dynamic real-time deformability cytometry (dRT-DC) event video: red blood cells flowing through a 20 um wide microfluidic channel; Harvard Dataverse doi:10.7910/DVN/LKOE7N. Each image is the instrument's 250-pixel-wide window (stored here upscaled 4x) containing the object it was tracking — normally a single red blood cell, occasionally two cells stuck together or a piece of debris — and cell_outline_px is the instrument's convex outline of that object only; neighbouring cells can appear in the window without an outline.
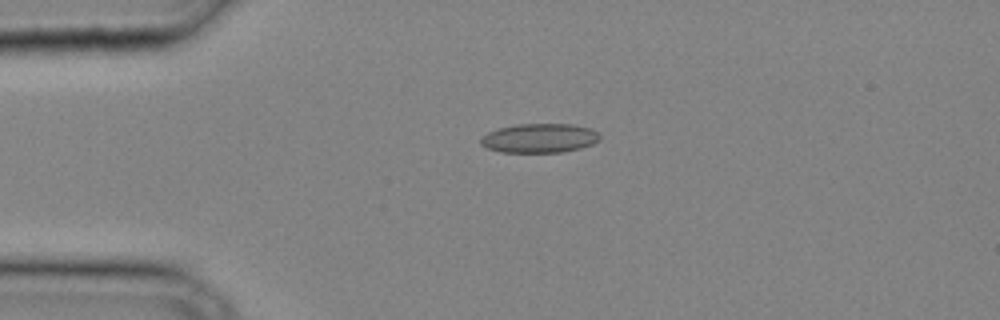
{"species": "common noctule bat (a hibernating species)", "species_latin": "Nyctalus noctula", "temperature_condition": "cold", "stored_images_in_passage": 26, "camera_frame_rate_fps": 3000, "um_per_image_px": 0.085, "animal": {"sex": "male", "body_mass_g": 20.4}, "frame": {"image": 1, "passage_image": 1, "time_ms": 0.0, "image_size_px": [1000, 320], "cell_outline_px": [[600, 140], [592, 144], [580, 148], [564, 152], [500, 152], [488, 148], [480, 144], [480, 140], [488, 132], [500, 128], [516, 124], [572, 124], [588, 128], [596, 132], [600, 136]], "centroid_in_image_um": [45.86, 11.74], "position_along_channel_um": 39.1, "area_um2": 20.11}}
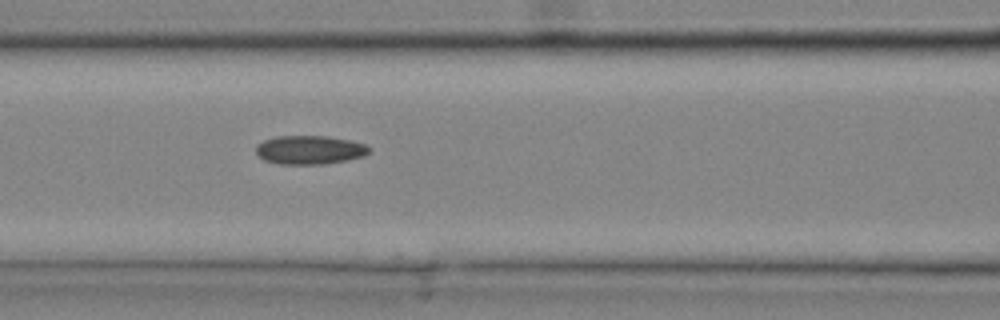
{"frame": {"image": 2, "passage_image": 8, "time_ms": 2.333, "image_size_px": [1000, 320], "cell_outline_px": [[368, 152], [364, 156], [348, 160], [324, 164], [280, 164], [264, 160], [256, 152], [256, 144], [264, 140], [276, 136], [328, 136], [348, 140], [364, 144], [368, 148]], "centroid_in_image_um": [26.29, 12.74], "position_along_channel_um": 140.3, "area_um2": 18.84}}
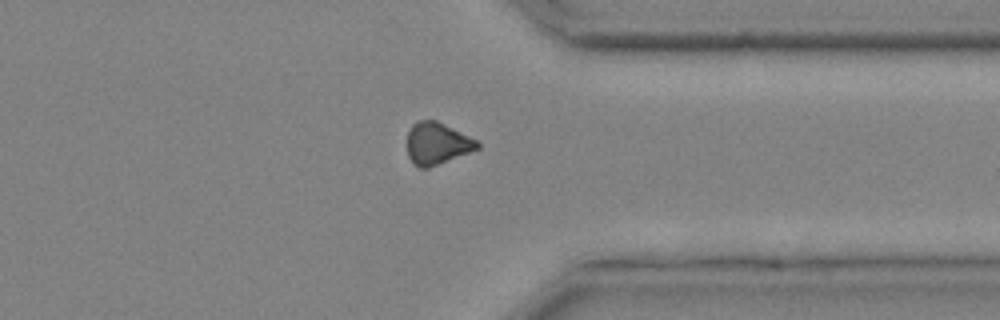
{"frame": {"image": 3, "passage_image": 21, "time_ms": 6.667, "image_size_px": [1000, 320], "cell_outline_px": [[480, 148], [428, 168], [420, 168], [412, 164], [408, 156], [408, 132], [412, 124], [416, 120], [436, 120], [476, 140], [480, 144]], "centroid_in_image_um": [37.12, 12.2], "position_along_channel_um": 374.3, "area_um2": 17.05}}